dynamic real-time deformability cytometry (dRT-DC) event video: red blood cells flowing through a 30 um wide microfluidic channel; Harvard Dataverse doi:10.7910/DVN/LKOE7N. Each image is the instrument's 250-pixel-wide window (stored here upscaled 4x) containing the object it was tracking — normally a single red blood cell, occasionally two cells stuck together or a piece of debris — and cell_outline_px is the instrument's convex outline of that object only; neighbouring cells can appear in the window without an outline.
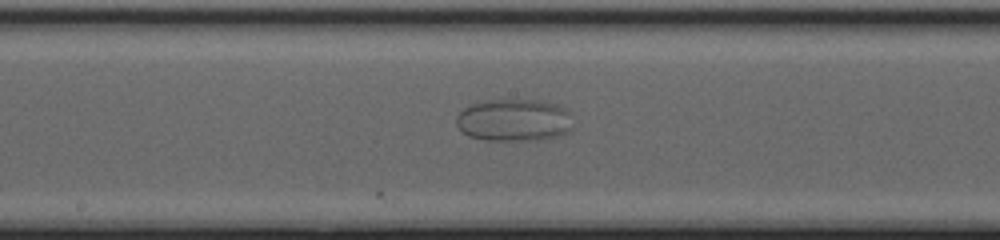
{"species": "common noctule bat (a hibernating species)", "species_latin": "Nyctalus noctula", "temperature_condition": "cold", "stored_images_in_passage": 29, "camera_frame_rate_fps": 3000, "um_per_image_px": 0.085, "animal": {"sex": "female", "body_mass_g": 20.0, "forearm_length_mm": 54.0}, "frame": {"image": 1, "passage_image": 29, "time_ms": 9.333, "image_size_px": [1000, 240], "cell_outline_px": [[572, 128], [568, 132], [556, 136], [536, 140], [488, 140], [468, 136], [456, 124], [456, 116], [464, 108], [472, 104], [484, 100], [540, 100], [556, 104], [564, 108], [568, 112]], "centroid_in_image_um": [43.67, 10.21], "position_along_channel_um": 204.5, "area_um2": 28.61}}